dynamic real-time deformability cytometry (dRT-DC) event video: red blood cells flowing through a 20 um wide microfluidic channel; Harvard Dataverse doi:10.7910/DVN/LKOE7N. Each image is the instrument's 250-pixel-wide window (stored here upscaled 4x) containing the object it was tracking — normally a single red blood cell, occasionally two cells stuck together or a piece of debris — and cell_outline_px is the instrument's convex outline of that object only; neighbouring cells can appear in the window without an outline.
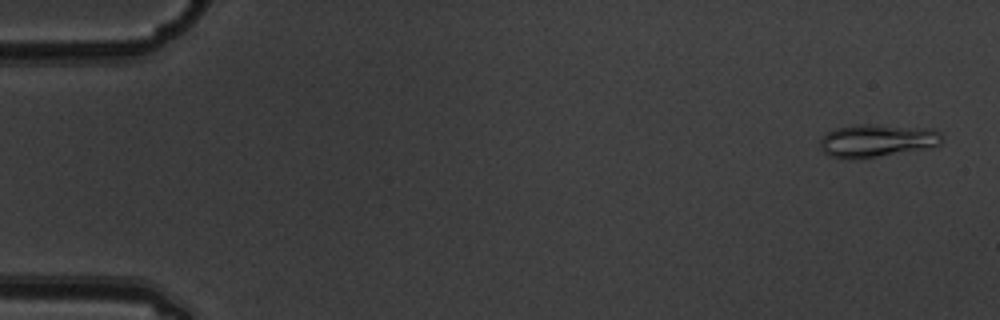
{"species": "common noctule bat (a hibernating species)", "species_latin": "Nyctalus noctula", "temperature_condition": "warm", "stored_images_in_passage": 5, "camera_frame_rate_fps": 3000, "um_per_image_px": 0.085, "animal": {"sex": "male", "body_mass_g": 19.5, "forearm_length_mm": 54.6}, "frame": {"image": 1, "passage_image": 1, "time_ms": 0.0, "image_size_px": [1000, 320], "cell_outline_px": [[944, 140], [940, 144], [932, 148], [860, 160], [844, 160], [828, 156], [820, 148], [820, 140], [828, 132], [836, 128], [852, 124], [864, 124], [932, 128], [940, 132]], "centroid_in_image_um": [74.56, 11.98], "position_along_channel_um": 10.4, "area_um2": 24.16}}